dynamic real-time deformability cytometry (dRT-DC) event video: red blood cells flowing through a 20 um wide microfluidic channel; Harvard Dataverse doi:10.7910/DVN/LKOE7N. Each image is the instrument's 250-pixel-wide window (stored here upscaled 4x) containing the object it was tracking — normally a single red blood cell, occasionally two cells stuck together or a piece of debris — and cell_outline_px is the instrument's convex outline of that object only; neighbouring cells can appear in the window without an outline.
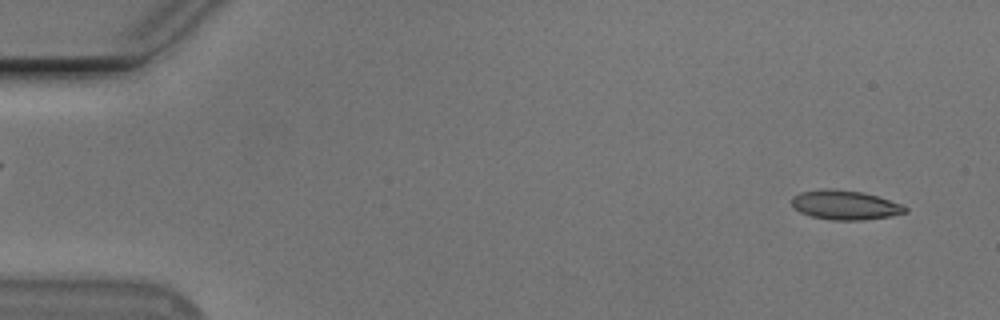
{"species": "Egyptian fruit bat (a non-hibernating species)", "species_latin": "Rousettus aegyptiacus", "temperature_condition": "cold", "stored_images_in_passage": 9, "camera_frame_rate_fps": 3000, "um_per_image_px": 0.085, "animal": {"sex": "male"}, "frame": {"image": 1, "passage_image": 4, "time_ms": 1.0, "image_size_px": [1000, 320], "cell_outline_px": [[908, 212], [892, 216], [860, 220], [832, 220], [812, 216], [800, 212], [792, 208], [792, 196], [800, 192], [824, 188], [828, 188], [864, 192], [904, 204], [908, 208]], "centroid_in_image_um": [71.85, 17.42], "position_along_channel_um": 13.2, "area_um2": 19.65}}